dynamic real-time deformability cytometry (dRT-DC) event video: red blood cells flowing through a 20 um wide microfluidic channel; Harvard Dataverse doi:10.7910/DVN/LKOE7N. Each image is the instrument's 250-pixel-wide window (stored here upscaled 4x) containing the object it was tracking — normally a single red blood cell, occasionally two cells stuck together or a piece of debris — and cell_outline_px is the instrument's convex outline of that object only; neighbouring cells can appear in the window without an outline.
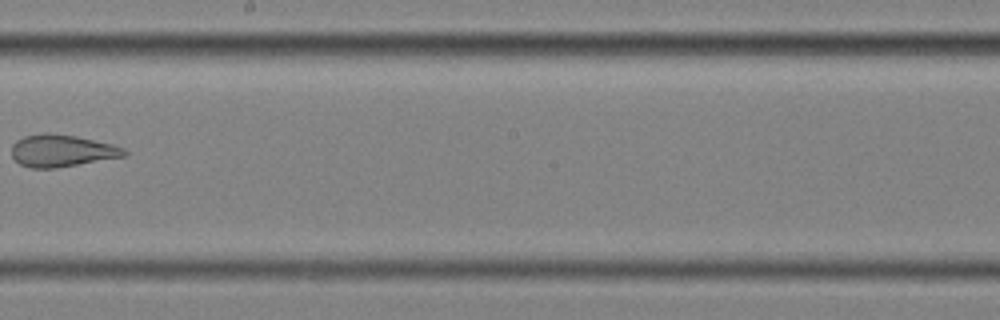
{"species": "common noctule bat (a hibernating species)", "species_latin": "Nyctalus noctula", "temperature_condition": "cold", "stored_images_in_passage": 15, "camera_frame_rate_fps": 3000, "um_per_image_px": 0.085, "animal": {"sex": "female", "body_mass_g": 25.1}, "frame": {"image": 1, "passage_image": 9, "time_ms": 2.667, "image_size_px": [1000, 320], "cell_outline_px": [[128, 152], [124, 156], [56, 168], [32, 168], [20, 164], [12, 156], [12, 144], [16, 140], [24, 136], [44, 132], [48, 132], [76, 136], [112, 144], [124, 148]], "centroid_in_image_um": [5.23, 12.8], "position_along_channel_um": 243.0, "area_um2": 21.04}}
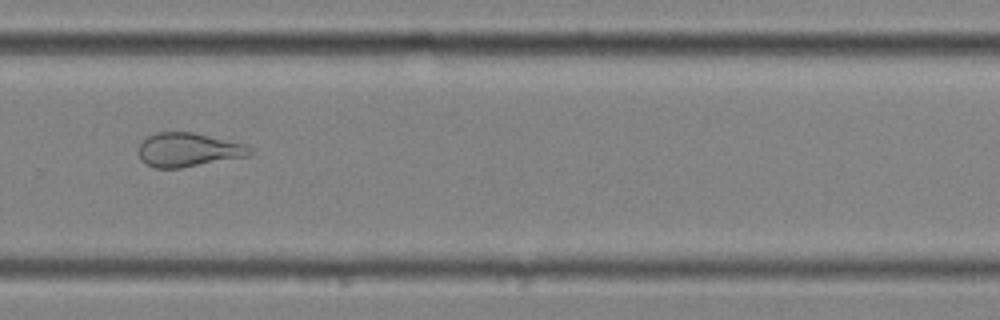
{"frame": {"image": 2, "passage_image": 11, "time_ms": 3.333, "image_size_px": [1000, 320], "cell_outline_px": [[252, 152], [248, 156], [180, 168], [156, 168], [144, 164], [140, 160], [136, 152], [136, 148], [148, 136], [156, 132], [192, 132], [244, 144]], "centroid_in_image_um": [15.9, 12.74], "position_along_channel_um": 313.9, "area_um2": 21.96}}
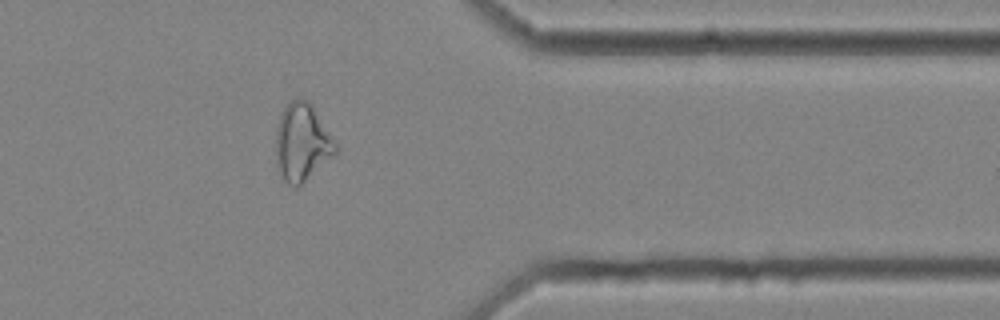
{"frame": {"image": 3, "passage_image": 13, "time_ms": 4.0, "image_size_px": [1000, 320], "cell_outline_px": [[340, 148], [332, 156], [296, 188], [288, 184], [284, 180], [280, 172], [276, 160], [276, 128], [280, 116], [284, 108], [292, 100], [304, 96], [312, 104]], "centroid_in_image_um": [25.68, 12.06], "position_along_channel_um": 385.7, "area_um2": 26.88}}